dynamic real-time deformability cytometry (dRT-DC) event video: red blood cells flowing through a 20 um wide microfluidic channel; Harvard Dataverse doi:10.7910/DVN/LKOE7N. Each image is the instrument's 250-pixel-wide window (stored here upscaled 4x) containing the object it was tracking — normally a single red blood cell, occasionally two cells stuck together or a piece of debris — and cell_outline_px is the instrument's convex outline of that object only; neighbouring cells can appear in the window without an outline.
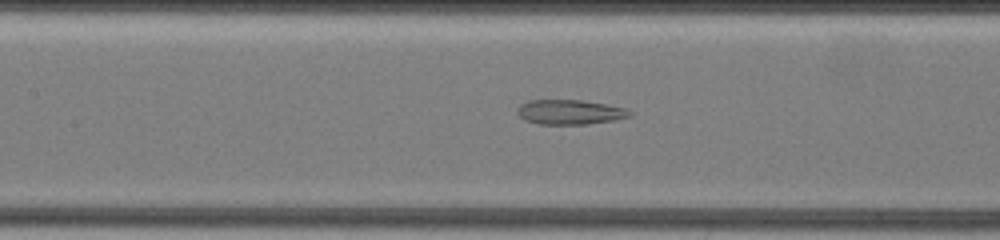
{"species": "common noctule bat (a hibernating species)", "species_latin": "Nyctalus noctula", "temperature_condition": "warm", "stored_images_in_passage": 20, "camera_frame_rate_fps": 3000, "um_per_image_px": 0.085, "animal": {"sex": "female", "body_mass_g": 19.5, "forearm_length_mm": 54.1}, "frame": {"image": 1, "passage_image": 15, "time_ms": 3.0, "image_size_px": [1000, 240], "cell_outline_px": [[632, 116], [616, 120], [588, 124], [536, 124], [524, 120], [516, 112], [520, 104], [528, 100], [580, 100], [608, 104], [628, 108], [632, 112]], "centroid_in_image_um": [48.47, 9.53], "position_along_channel_um": 158.9, "area_um2": 16.47}}